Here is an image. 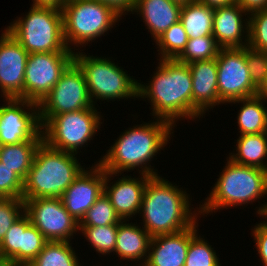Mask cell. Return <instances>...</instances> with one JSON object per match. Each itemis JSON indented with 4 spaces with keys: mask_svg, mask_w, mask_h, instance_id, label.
Wrapping results in <instances>:
<instances>
[{
    "mask_svg": "<svg viewBox=\"0 0 267 266\" xmlns=\"http://www.w3.org/2000/svg\"><path fill=\"white\" fill-rule=\"evenodd\" d=\"M70 241H48L29 266H81Z\"/></svg>",
    "mask_w": 267,
    "mask_h": 266,
    "instance_id": "27",
    "label": "cell"
},
{
    "mask_svg": "<svg viewBox=\"0 0 267 266\" xmlns=\"http://www.w3.org/2000/svg\"><path fill=\"white\" fill-rule=\"evenodd\" d=\"M157 60L159 65L148 84L139 82L138 99L148 100L154 119L166 120L177 127L179 120H192L190 68L176 59Z\"/></svg>",
    "mask_w": 267,
    "mask_h": 266,
    "instance_id": "3",
    "label": "cell"
},
{
    "mask_svg": "<svg viewBox=\"0 0 267 266\" xmlns=\"http://www.w3.org/2000/svg\"><path fill=\"white\" fill-rule=\"evenodd\" d=\"M0 266H6V263L0 258Z\"/></svg>",
    "mask_w": 267,
    "mask_h": 266,
    "instance_id": "47",
    "label": "cell"
},
{
    "mask_svg": "<svg viewBox=\"0 0 267 266\" xmlns=\"http://www.w3.org/2000/svg\"><path fill=\"white\" fill-rule=\"evenodd\" d=\"M196 1L212 8L227 6L236 3V0H196Z\"/></svg>",
    "mask_w": 267,
    "mask_h": 266,
    "instance_id": "43",
    "label": "cell"
},
{
    "mask_svg": "<svg viewBox=\"0 0 267 266\" xmlns=\"http://www.w3.org/2000/svg\"><path fill=\"white\" fill-rule=\"evenodd\" d=\"M42 141H24L0 146V162L5 164L23 181L31 169L35 152Z\"/></svg>",
    "mask_w": 267,
    "mask_h": 266,
    "instance_id": "26",
    "label": "cell"
},
{
    "mask_svg": "<svg viewBox=\"0 0 267 266\" xmlns=\"http://www.w3.org/2000/svg\"><path fill=\"white\" fill-rule=\"evenodd\" d=\"M220 47L213 36H204L189 39L186 48L176 59L183 64L195 61L210 60L217 57Z\"/></svg>",
    "mask_w": 267,
    "mask_h": 266,
    "instance_id": "33",
    "label": "cell"
},
{
    "mask_svg": "<svg viewBox=\"0 0 267 266\" xmlns=\"http://www.w3.org/2000/svg\"><path fill=\"white\" fill-rule=\"evenodd\" d=\"M31 224L29 216L24 213L6 232L0 242V258L6 266H21L22 233Z\"/></svg>",
    "mask_w": 267,
    "mask_h": 266,
    "instance_id": "28",
    "label": "cell"
},
{
    "mask_svg": "<svg viewBox=\"0 0 267 266\" xmlns=\"http://www.w3.org/2000/svg\"><path fill=\"white\" fill-rule=\"evenodd\" d=\"M136 223V224H135ZM152 236L142 227L134 223L122 220L118 224L115 255L127 261H138V266L146 263ZM140 260V261H139Z\"/></svg>",
    "mask_w": 267,
    "mask_h": 266,
    "instance_id": "22",
    "label": "cell"
},
{
    "mask_svg": "<svg viewBox=\"0 0 267 266\" xmlns=\"http://www.w3.org/2000/svg\"><path fill=\"white\" fill-rule=\"evenodd\" d=\"M38 105L41 125L54 115L95 106L91 101L84 74L74 61Z\"/></svg>",
    "mask_w": 267,
    "mask_h": 266,
    "instance_id": "10",
    "label": "cell"
},
{
    "mask_svg": "<svg viewBox=\"0 0 267 266\" xmlns=\"http://www.w3.org/2000/svg\"><path fill=\"white\" fill-rule=\"evenodd\" d=\"M74 61V52L31 53L24 77V99L39 104Z\"/></svg>",
    "mask_w": 267,
    "mask_h": 266,
    "instance_id": "12",
    "label": "cell"
},
{
    "mask_svg": "<svg viewBox=\"0 0 267 266\" xmlns=\"http://www.w3.org/2000/svg\"><path fill=\"white\" fill-rule=\"evenodd\" d=\"M112 7L121 16L129 15L134 8L135 0H94ZM129 13V14H127Z\"/></svg>",
    "mask_w": 267,
    "mask_h": 266,
    "instance_id": "40",
    "label": "cell"
},
{
    "mask_svg": "<svg viewBox=\"0 0 267 266\" xmlns=\"http://www.w3.org/2000/svg\"><path fill=\"white\" fill-rule=\"evenodd\" d=\"M173 1H176V2H178L180 4H186V3H188V2H190L192 0H173Z\"/></svg>",
    "mask_w": 267,
    "mask_h": 266,
    "instance_id": "46",
    "label": "cell"
},
{
    "mask_svg": "<svg viewBox=\"0 0 267 266\" xmlns=\"http://www.w3.org/2000/svg\"><path fill=\"white\" fill-rule=\"evenodd\" d=\"M236 3L249 15L267 9V0H236Z\"/></svg>",
    "mask_w": 267,
    "mask_h": 266,
    "instance_id": "41",
    "label": "cell"
},
{
    "mask_svg": "<svg viewBox=\"0 0 267 266\" xmlns=\"http://www.w3.org/2000/svg\"><path fill=\"white\" fill-rule=\"evenodd\" d=\"M231 103L241 104L237 114L239 135L267 132V107L261 97L255 95L228 102Z\"/></svg>",
    "mask_w": 267,
    "mask_h": 266,
    "instance_id": "24",
    "label": "cell"
},
{
    "mask_svg": "<svg viewBox=\"0 0 267 266\" xmlns=\"http://www.w3.org/2000/svg\"><path fill=\"white\" fill-rule=\"evenodd\" d=\"M226 161L209 196L199 204L200 216L207 217L209 213L213 214L219 209L247 206L267 196L266 170L237 164L228 157Z\"/></svg>",
    "mask_w": 267,
    "mask_h": 266,
    "instance_id": "5",
    "label": "cell"
},
{
    "mask_svg": "<svg viewBox=\"0 0 267 266\" xmlns=\"http://www.w3.org/2000/svg\"><path fill=\"white\" fill-rule=\"evenodd\" d=\"M257 211L256 213L258 214V216L263 217L264 214H267V202L263 203L260 205V207H257Z\"/></svg>",
    "mask_w": 267,
    "mask_h": 266,
    "instance_id": "45",
    "label": "cell"
},
{
    "mask_svg": "<svg viewBox=\"0 0 267 266\" xmlns=\"http://www.w3.org/2000/svg\"><path fill=\"white\" fill-rule=\"evenodd\" d=\"M248 18V47L267 52V9L253 12Z\"/></svg>",
    "mask_w": 267,
    "mask_h": 266,
    "instance_id": "34",
    "label": "cell"
},
{
    "mask_svg": "<svg viewBox=\"0 0 267 266\" xmlns=\"http://www.w3.org/2000/svg\"><path fill=\"white\" fill-rule=\"evenodd\" d=\"M23 16L17 17L5 29L29 54L73 52L64 40L62 10L31 6Z\"/></svg>",
    "mask_w": 267,
    "mask_h": 266,
    "instance_id": "6",
    "label": "cell"
},
{
    "mask_svg": "<svg viewBox=\"0 0 267 266\" xmlns=\"http://www.w3.org/2000/svg\"><path fill=\"white\" fill-rule=\"evenodd\" d=\"M181 7L182 4L173 0H135L132 14L144 20L145 27L155 41L180 20Z\"/></svg>",
    "mask_w": 267,
    "mask_h": 266,
    "instance_id": "21",
    "label": "cell"
},
{
    "mask_svg": "<svg viewBox=\"0 0 267 266\" xmlns=\"http://www.w3.org/2000/svg\"><path fill=\"white\" fill-rule=\"evenodd\" d=\"M25 213L48 241H72L79 222L64 207L61 198L23 199Z\"/></svg>",
    "mask_w": 267,
    "mask_h": 266,
    "instance_id": "14",
    "label": "cell"
},
{
    "mask_svg": "<svg viewBox=\"0 0 267 266\" xmlns=\"http://www.w3.org/2000/svg\"><path fill=\"white\" fill-rule=\"evenodd\" d=\"M0 36L1 98L24 99V77L29 53L4 28Z\"/></svg>",
    "mask_w": 267,
    "mask_h": 266,
    "instance_id": "15",
    "label": "cell"
},
{
    "mask_svg": "<svg viewBox=\"0 0 267 266\" xmlns=\"http://www.w3.org/2000/svg\"><path fill=\"white\" fill-rule=\"evenodd\" d=\"M25 213L23 198H0V242L8 229Z\"/></svg>",
    "mask_w": 267,
    "mask_h": 266,
    "instance_id": "36",
    "label": "cell"
},
{
    "mask_svg": "<svg viewBox=\"0 0 267 266\" xmlns=\"http://www.w3.org/2000/svg\"><path fill=\"white\" fill-rule=\"evenodd\" d=\"M23 180L0 162V198H22Z\"/></svg>",
    "mask_w": 267,
    "mask_h": 266,
    "instance_id": "38",
    "label": "cell"
},
{
    "mask_svg": "<svg viewBox=\"0 0 267 266\" xmlns=\"http://www.w3.org/2000/svg\"><path fill=\"white\" fill-rule=\"evenodd\" d=\"M83 50L74 53V62L82 70L91 101H120L138 98L139 80L128 75L111 57L87 55ZM111 58V59H110ZM95 100V101H94Z\"/></svg>",
    "mask_w": 267,
    "mask_h": 266,
    "instance_id": "8",
    "label": "cell"
},
{
    "mask_svg": "<svg viewBox=\"0 0 267 266\" xmlns=\"http://www.w3.org/2000/svg\"><path fill=\"white\" fill-rule=\"evenodd\" d=\"M119 175H122L119 180L111 182ZM138 175L137 178L105 171L104 193L122 220L129 221L131 217L137 214L139 216L145 187L151 176L139 173Z\"/></svg>",
    "mask_w": 267,
    "mask_h": 266,
    "instance_id": "17",
    "label": "cell"
},
{
    "mask_svg": "<svg viewBox=\"0 0 267 266\" xmlns=\"http://www.w3.org/2000/svg\"><path fill=\"white\" fill-rule=\"evenodd\" d=\"M105 171L94 162L86 167L64 191L62 203L71 216L79 223L89 208L104 193Z\"/></svg>",
    "mask_w": 267,
    "mask_h": 266,
    "instance_id": "16",
    "label": "cell"
},
{
    "mask_svg": "<svg viewBox=\"0 0 267 266\" xmlns=\"http://www.w3.org/2000/svg\"><path fill=\"white\" fill-rule=\"evenodd\" d=\"M122 221L112 206L110 199L103 193L86 212L79 227L106 226Z\"/></svg>",
    "mask_w": 267,
    "mask_h": 266,
    "instance_id": "32",
    "label": "cell"
},
{
    "mask_svg": "<svg viewBox=\"0 0 267 266\" xmlns=\"http://www.w3.org/2000/svg\"><path fill=\"white\" fill-rule=\"evenodd\" d=\"M246 62L253 84L259 88L267 76V52L246 47Z\"/></svg>",
    "mask_w": 267,
    "mask_h": 266,
    "instance_id": "37",
    "label": "cell"
},
{
    "mask_svg": "<svg viewBox=\"0 0 267 266\" xmlns=\"http://www.w3.org/2000/svg\"><path fill=\"white\" fill-rule=\"evenodd\" d=\"M62 15L64 40L67 48L74 53L80 50V46L85 48L90 41L92 44L107 35L122 19L112 7L94 0H68L62 8Z\"/></svg>",
    "mask_w": 267,
    "mask_h": 266,
    "instance_id": "7",
    "label": "cell"
},
{
    "mask_svg": "<svg viewBox=\"0 0 267 266\" xmlns=\"http://www.w3.org/2000/svg\"><path fill=\"white\" fill-rule=\"evenodd\" d=\"M191 241V227L184 231L154 236L143 266H184Z\"/></svg>",
    "mask_w": 267,
    "mask_h": 266,
    "instance_id": "20",
    "label": "cell"
},
{
    "mask_svg": "<svg viewBox=\"0 0 267 266\" xmlns=\"http://www.w3.org/2000/svg\"><path fill=\"white\" fill-rule=\"evenodd\" d=\"M219 99L230 101L257 95L246 62V47L220 48L216 57Z\"/></svg>",
    "mask_w": 267,
    "mask_h": 266,
    "instance_id": "13",
    "label": "cell"
},
{
    "mask_svg": "<svg viewBox=\"0 0 267 266\" xmlns=\"http://www.w3.org/2000/svg\"><path fill=\"white\" fill-rule=\"evenodd\" d=\"M236 141V151L229 153V159L267 171V132L240 135Z\"/></svg>",
    "mask_w": 267,
    "mask_h": 266,
    "instance_id": "23",
    "label": "cell"
},
{
    "mask_svg": "<svg viewBox=\"0 0 267 266\" xmlns=\"http://www.w3.org/2000/svg\"><path fill=\"white\" fill-rule=\"evenodd\" d=\"M248 23V14L237 3L216 7L214 8L212 36L220 48L247 47Z\"/></svg>",
    "mask_w": 267,
    "mask_h": 266,
    "instance_id": "19",
    "label": "cell"
},
{
    "mask_svg": "<svg viewBox=\"0 0 267 266\" xmlns=\"http://www.w3.org/2000/svg\"><path fill=\"white\" fill-rule=\"evenodd\" d=\"M179 186L160 175L148 179L139 215L152 237L184 231L199 221V207H191L190 194Z\"/></svg>",
    "mask_w": 267,
    "mask_h": 266,
    "instance_id": "2",
    "label": "cell"
},
{
    "mask_svg": "<svg viewBox=\"0 0 267 266\" xmlns=\"http://www.w3.org/2000/svg\"><path fill=\"white\" fill-rule=\"evenodd\" d=\"M118 224H109L106 226L79 227V232L100 255H109L116 246Z\"/></svg>",
    "mask_w": 267,
    "mask_h": 266,
    "instance_id": "31",
    "label": "cell"
},
{
    "mask_svg": "<svg viewBox=\"0 0 267 266\" xmlns=\"http://www.w3.org/2000/svg\"><path fill=\"white\" fill-rule=\"evenodd\" d=\"M77 159V154L54 149L42 141L23 181L22 198H61L85 168Z\"/></svg>",
    "mask_w": 267,
    "mask_h": 266,
    "instance_id": "4",
    "label": "cell"
},
{
    "mask_svg": "<svg viewBox=\"0 0 267 266\" xmlns=\"http://www.w3.org/2000/svg\"><path fill=\"white\" fill-rule=\"evenodd\" d=\"M198 226V221L191 226V241L184 266H221L219 255H216V250L200 236Z\"/></svg>",
    "mask_w": 267,
    "mask_h": 266,
    "instance_id": "29",
    "label": "cell"
},
{
    "mask_svg": "<svg viewBox=\"0 0 267 266\" xmlns=\"http://www.w3.org/2000/svg\"><path fill=\"white\" fill-rule=\"evenodd\" d=\"M189 38L180 20L170 26L154 42L159 59H177L186 48Z\"/></svg>",
    "mask_w": 267,
    "mask_h": 266,
    "instance_id": "30",
    "label": "cell"
},
{
    "mask_svg": "<svg viewBox=\"0 0 267 266\" xmlns=\"http://www.w3.org/2000/svg\"><path fill=\"white\" fill-rule=\"evenodd\" d=\"M0 106V146L43 141L39 105L20 98H5Z\"/></svg>",
    "mask_w": 267,
    "mask_h": 266,
    "instance_id": "11",
    "label": "cell"
},
{
    "mask_svg": "<svg viewBox=\"0 0 267 266\" xmlns=\"http://www.w3.org/2000/svg\"><path fill=\"white\" fill-rule=\"evenodd\" d=\"M68 0H32V6L53 7L62 10Z\"/></svg>",
    "mask_w": 267,
    "mask_h": 266,
    "instance_id": "42",
    "label": "cell"
},
{
    "mask_svg": "<svg viewBox=\"0 0 267 266\" xmlns=\"http://www.w3.org/2000/svg\"><path fill=\"white\" fill-rule=\"evenodd\" d=\"M173 129L170 122L158 118L134 125L122 132L96 163L104 171L115 174L137 168L139 174L159 175L150 163L169 144Z\"/></svg>",
    "mask_w": 267,
    "mask_h": 266,
    "instance_id": "1",
    "label": "cell"
},
{
    "mask_svg": "<svg viewBox=\"0 0 267 266\" xmlns=\"http://www.w3.org/2000/svg\"><path fill=\"white\" fill-rule=\"evenodd\" d=\"M192 75V120H200L209 109L224 104L218 95L216 58L188 64Z\"/></svg>",
    "mask_w": 267,
    "mask_h": 266,
    "instance_id": "18",
    "label": "cell"
},
{
    "mask_svg": "<svg viewBox=\"0 0 267 266\" xmlns=\"http://www.w3.org/2000/svg\"><path fill=\"white\" fill-rule=\"evenodd\" d=\"M102 118L96 106L54 115L42 125L43 141L54 149L78 154L101 130Z\"/></svg>",
    "mask_w": 267,
    "mask_h": 266,
    "instance_id": "9",
    "label": "cell"
},
{
    "mask_svg": "<svg viewBox=\"0 0 267 266\" xmlns=\"http://www.w3.org/2000/svg\"><path fill=\"white\" fill-rule=\"evenodd\" d=\"M214 8L196 0L182 4L180 22L189 39L212 36Z\"/></svg>",
    "mask_w": 267,
    "mask_h": 266,
    "instance_id": "25",
    "label": "cell"
},
{
    "mask_svg": "<svg viewBox=\"0 0 267 266\" xmlns=\"http://www.w3.org/2000/svg\"><path fill=\"white\" fill-rule=\"evenodd\" d=\"M257 95L261 97L267 104V76L265 81L258 88Z\"/></svg>",
    "mask_w": 267,
    "mask_h": 266,
    "instance_id": "44",
    "label": "cell"
},
{
    "mask_svg": "<svg viewBox=\"0 0 267 266\" xmlns=\"http://www.w3.org/2000/svg\"><path fill=\"white\" fill-rule=\"evenodd\" d=\"M47 242L43 234L31 223L22 233L21 266H29Z\"/></svg>",
    "mask_w": 267,
    "mask_h": 266,
    "instance_id": "35",
    "label": "cell"
},
{
    "mask_svg": "<svg viewBox=\"0 0 267 266\" xmlns=\"http://www.w3.org/2000/svg\"><path fill=\"white\" fill-rule=\"evenodd\" d=\"M265 221L257 223L254 228L252 227L251 236L254 237V243L257 255L260 257V261L263 263V266H267V219L263 216L261 217Z\"/></svg>",
    "mask_w": 267,
    "mask_h": 266,
    "instance_id": "39",
    "label": "cell"
}]
</instances>
